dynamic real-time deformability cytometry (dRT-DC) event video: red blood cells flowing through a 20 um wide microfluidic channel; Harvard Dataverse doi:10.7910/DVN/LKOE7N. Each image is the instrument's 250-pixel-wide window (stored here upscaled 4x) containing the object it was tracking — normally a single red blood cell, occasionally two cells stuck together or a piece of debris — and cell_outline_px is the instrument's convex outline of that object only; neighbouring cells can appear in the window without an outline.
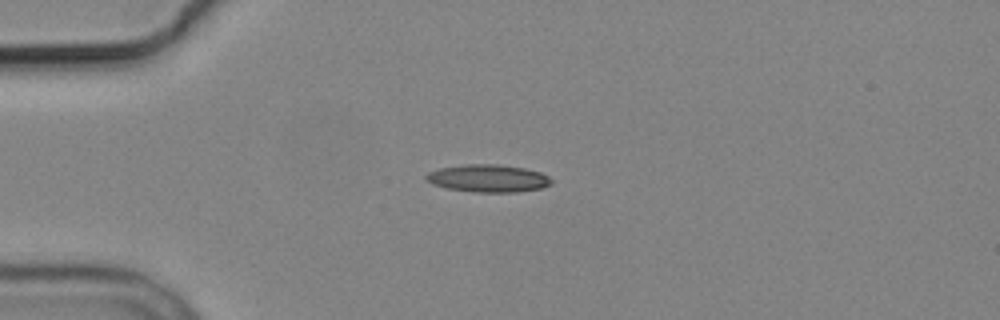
{"species": "common noctule bat (a hibernating species)", "species_latin": "Nyctalus noctula", "temperature_condition": "cold", "stored_images_in_passage": 1, "camera_frame_rate_fps": 3000, "um_per_image_px": 0.085, "animal": {"sex": "male", "body_mass_g": 19.2, "forearm_length_mm": 51.8}, "frame": {"image": 1, "passage_image": 1, "time_ms": 0.0, "image_size_px": [1000, 320], "cell_outline_px": [[552, 184], [540, 188], [516, 192], [476, 192], [448, 188], [432, 184], [424, 176], [428, 172], [440, 168], [464, 164], [500, 164], [524, 168], [540, 172], [548, 176], [552, 180]], "centroid_in_image_um": [41.5, 15.15], "position_along_channel_um": 43.5, "area_um2": 20.06}}